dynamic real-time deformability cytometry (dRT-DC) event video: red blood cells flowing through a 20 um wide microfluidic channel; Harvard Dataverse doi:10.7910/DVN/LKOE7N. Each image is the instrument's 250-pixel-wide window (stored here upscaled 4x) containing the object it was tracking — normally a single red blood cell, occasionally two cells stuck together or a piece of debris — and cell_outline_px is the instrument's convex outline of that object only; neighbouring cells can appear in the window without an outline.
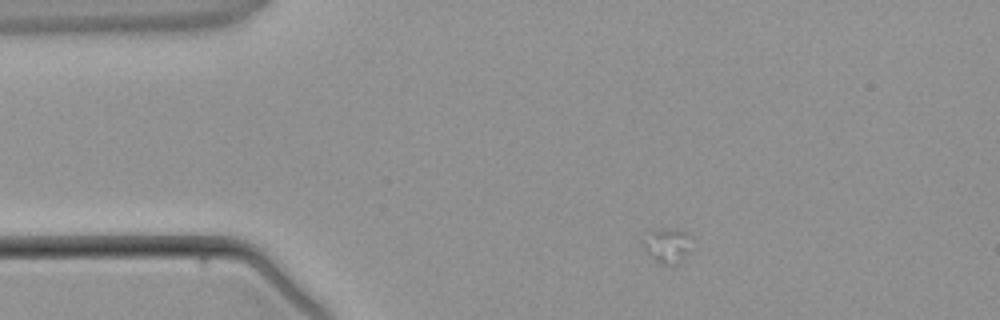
{"species": "common noctule bat (a hibernating species)", "species_latin": "Nyctalus noctula", "temperature_condition": "warm", "stored_images_in_passage": 2, "camera_frame_rate_fps": 3000, "um_per_image_px": 0.085, "animal": {"sex": "male", "body_mass_g": 21.5, "forearm_length_mm": 52.0}, "frame": {"image": 1, "passage_image": 1, "time_ms": 0.0, "image_size_px": [1000, 320], "cell_outline_px": [[692, 236], [684, 252], [676, 264], [660, 264], [648, 256], [644, 252], [640, 240], [648, 228], [676, 228]], "centroid_in_image_um": [56.53, 20.78], "position_along_channel_um": 28.5, "area_um2": 10.06}}